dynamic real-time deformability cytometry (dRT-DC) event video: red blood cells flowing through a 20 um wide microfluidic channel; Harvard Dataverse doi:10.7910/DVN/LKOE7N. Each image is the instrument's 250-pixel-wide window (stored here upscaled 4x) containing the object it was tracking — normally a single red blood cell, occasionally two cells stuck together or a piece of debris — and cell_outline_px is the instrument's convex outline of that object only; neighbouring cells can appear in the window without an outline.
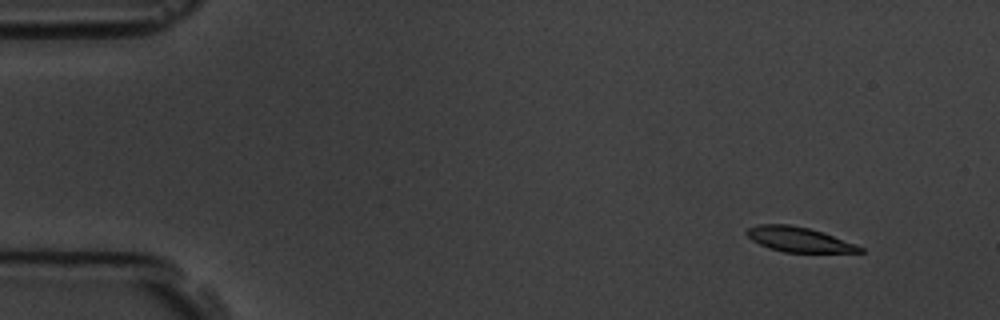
{"species": "common noctule bat (a hibernating species)", "species_latin": "Nyctalus noctula", "temperature_condition": "room temperature", "stored_images_in_passage": 5, "camera_frame_rate_fps": 3000, "um_per_image_px": 0.085, "animal": {"sex": "male", "body_mass_g": 19.5, "forearm_length_mm": 54.6}, "frame": {"image": 1, "passage_image": 1, "time_ms": 0.0, "image_size_px": [1000, 320], "cell_outline_px": [[864, 252], [784, 252], [768, 248], [752, 240], [744, 232], [748, 228], [760, 224], [788, 224], [808, 228], [856, 244], [864, 248]], "centroid_in_image_um": [67.87, 20.36], "position_along_channel_um": 17.1, "area_um2": 16.13}}
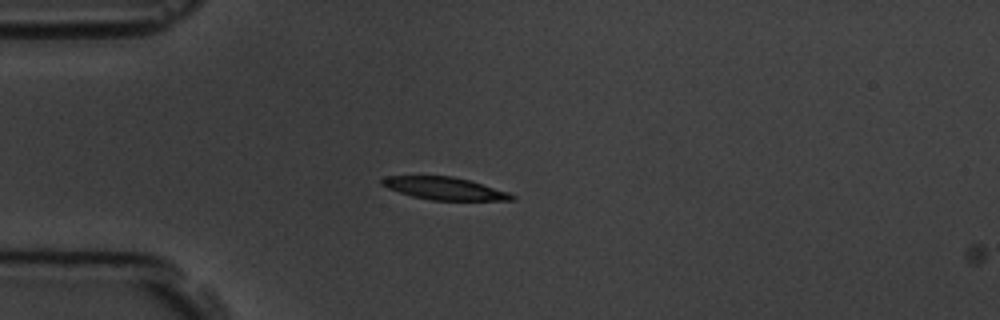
{"frame": {"image": 2, "passage_image": 4, "time_ms": 3.333, "image_size_px": [1000, 320], "cell_outline_px": [[516, 200], [432, 200], [412, 196], [388, 188], [380, 184], [380, 180], [384, 176], [452, 176], [468, 180], [508, 192], [516, 196]], "centroid_in_image_um": [37.76, 16.01], "position_along_channel_um": 47.2, "area_um2": 16.88}}